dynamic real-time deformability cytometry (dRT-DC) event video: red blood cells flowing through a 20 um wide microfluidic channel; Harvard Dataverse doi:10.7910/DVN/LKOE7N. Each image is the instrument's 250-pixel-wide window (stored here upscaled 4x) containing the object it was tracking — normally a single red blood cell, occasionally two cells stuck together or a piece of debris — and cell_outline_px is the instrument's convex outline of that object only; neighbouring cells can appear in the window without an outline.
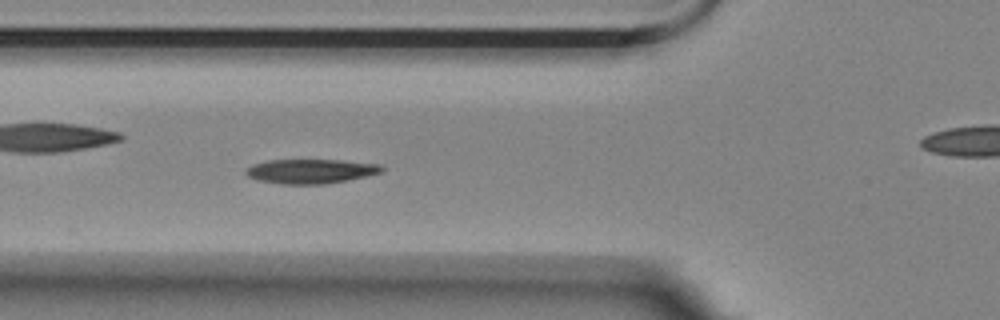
{"species": "Egyptian fruit bat (a non-hibernating species)", "species_latin": "Rousettus aegyptiacus", "temperature_condition": "room temperature", "stored_images_in_passage": 29, "camera_frame_rate_fps": 3000, "um_per_image_px": 0.085, "animal": {"sex": "female"}, "frame": {"image": 1, "passage_image": 20, "time_ms": 6.333, "image_size_px": [1000, 320], "cell_outline_px": [[384, 172], [368, 176], [348, 180], [324, 184], [280, 184], [260, 180], [248, 176], [244, 172], [244, 168], [252, 164], [268, 160], [340, 160], [380, 164], [384, 168]], "centroid_in_image_um": [26.42, 14.55], "position_along_channel_um": 99.4, "area_um2": 19.48}}
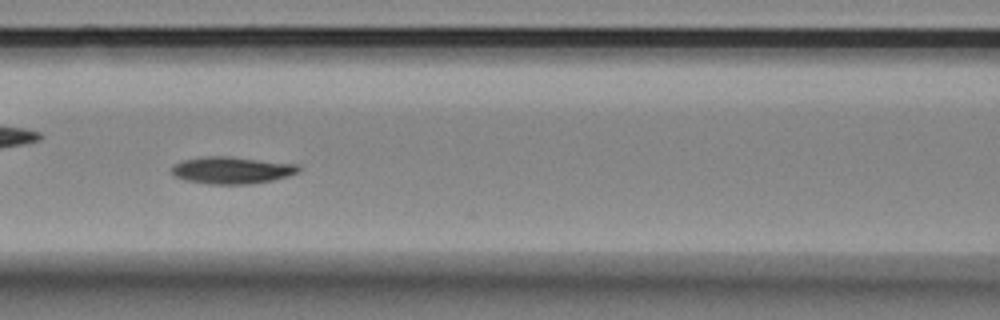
{"frame": {"image": 2, "passage_image": 24, "time_ms": 7.667, "image_size_px": [1000, 320], "cell_outline_px": [[300, 172], [288, 176], [272, 180], [252, 184], [208, 184], [184, 180], [172, 176], [172, 164], [184, 160], [204, 156], [232, 156], [300, 164]], "centroid_in_image_um": [19.72, 14.46], "position_along_channel_um": 146.9, "area_um2": 20.4}}